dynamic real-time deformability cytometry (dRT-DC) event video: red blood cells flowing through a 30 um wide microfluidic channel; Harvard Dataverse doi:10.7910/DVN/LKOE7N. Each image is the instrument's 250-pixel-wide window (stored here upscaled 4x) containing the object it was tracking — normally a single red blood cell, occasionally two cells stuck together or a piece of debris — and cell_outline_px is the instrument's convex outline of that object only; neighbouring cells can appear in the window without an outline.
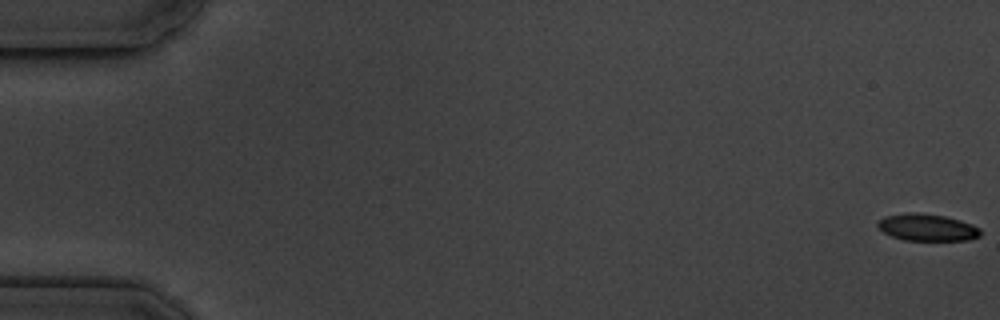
{"species": "common noctule bat (a hibernating species)", "species_latin": "Nyctalus noctula", "temperature_condition": "cold", "stored_images_in_passage": 6, "camera_frame_rate_fps": 3000, "um_per_image_px": 0.085, "animal": {"sex": "male", "body_mass_g": 19.5, "forearm_length_mm": 54.6}, "frame": {"image": 1, "passage_image": 1, "time_ms": 0.0, "image_size_px": [1000, 320], "cell_outline_px": [[980, 236], [968, 240], [904, 240], [892, 236], [884, 232], [876, 224], [884, 216], [908, 212], [912, 212], [944, 216], [960, 220], [972, 224], [980, 228]], "centroid_in_image_um": [78.82, 19.33], "position_along_channel_um": 6.2, "area_um2": 16.01}}
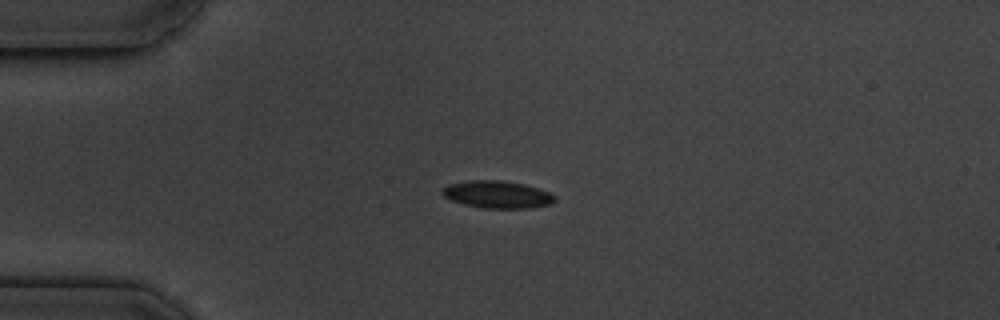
{"frame": {"image": 2, "passage_image": 5, "time_ms": 4.667, "image_size_px": [1000, 320], "cell_outline_px": [[556, 200], [552, 204], [532, 208], [484, 208], [464, 204], [452, 200], [444, 196], [440, 192], [448, 184], [468, 180], [504, 180], [524, 184], [548, 192], [556, 196]], "centroid_in_image_um": [42.28, 16.53], "position_along_channel_um": 42.7, "area_um2": 17.98}}